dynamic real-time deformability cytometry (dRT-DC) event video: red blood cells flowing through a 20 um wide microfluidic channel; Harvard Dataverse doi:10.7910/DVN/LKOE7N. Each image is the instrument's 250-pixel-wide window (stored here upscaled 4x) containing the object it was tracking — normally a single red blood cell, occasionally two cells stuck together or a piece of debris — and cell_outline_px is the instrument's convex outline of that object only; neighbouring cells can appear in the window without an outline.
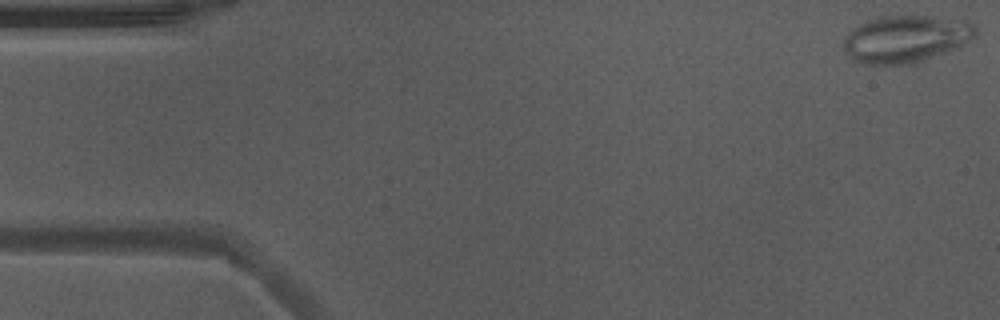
{"species": "Egyptian fruit bat (a non-hibernating species)", "species_latin": "Rousettus aegyptiacus", "temperature_condition": "warm", "stored_images_in_passage": 52, "camera_frame_rate_fps": 3000, "um_per_image_px": 0.085, "animal": {"sex": "male"}, "frame": {"image": 1, "passage_image": 1, "time_ms": 0.0, "image_size_px": [1000, 320], "cell_outline_px": [[976, 36], [964, 44], [916, 60], [900, 64], [864, 64], [856, 60], [844, 48], [844, 36], [852, 28], [864, 20], [880, 16], [932, 16], [964, 20], [972, 24], [976, 28]], "centroid_in_image_um": [76.94, 3.25], "position_along_channel_um": 8.1, "area_um2": 35.37}}
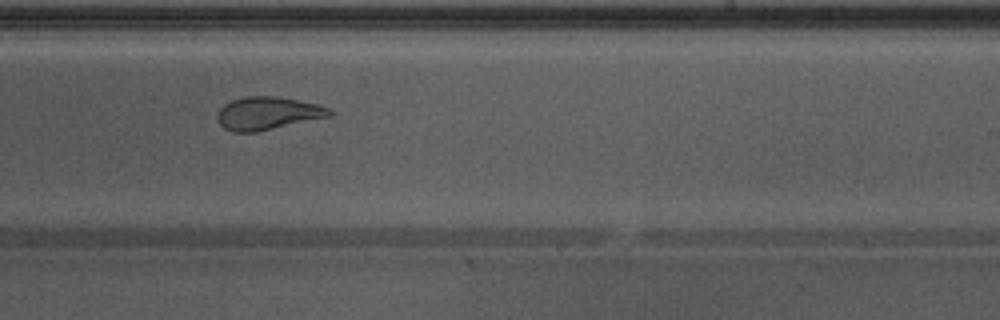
{"frame": {"image": 2, "passage_image": 31, "time_ms": 10.0, "image_size_px": [1000, 320], "cell_outline_px": [[332, 116], [256, 132], [236, 132], [224, 128], [216, 120], [216, 112], [224, 104], [232, 100], [244, 96], [276, 96], [316, 104], [328, 108], [332, 112]], "centroid_in_image_um": [22.71, 9.63], "position_along_channel_um": 266.3, "area_um2": 21.5}}
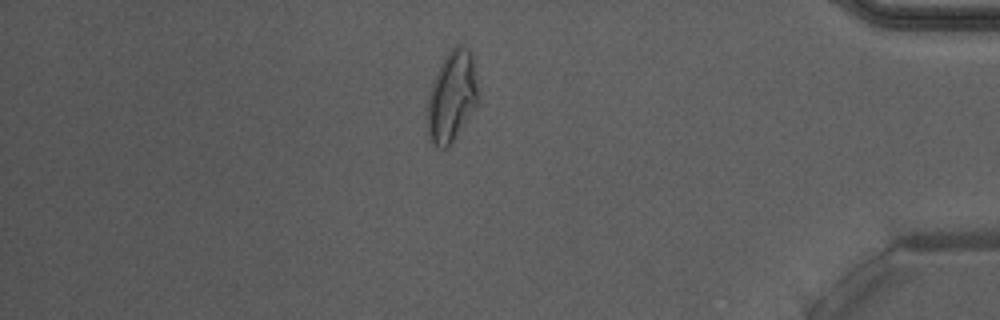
{"frame": {"image": 3, "passage_image": 44, "time_ms": 14.333, "image_size_px": [1000, 320], "cell_outline_px": [[476, 104], [452, 144], [448, 148], [440, 148], [432, 144], [428, 140], [428, 96], [436, 72], [440, 64], [448, 52], [456, 44], [460, 44], [472, 52], [476, 88]], "centroid_in_image_um": [38.37, 8.23], "position_along_channel_um": 396.8, "area_um2": 26.41}, "authors_computed_cell_mechanics": {"area_um2": 25.5476, "velocity_mm_per_s": 3.9171, "shape_relaxation_time_tau1_ms": null, "shape_relaxation_time_tau2_ms": 1.4334, "deformation_change_tau1": null, "deformation_change_tau2": 0.0777}}